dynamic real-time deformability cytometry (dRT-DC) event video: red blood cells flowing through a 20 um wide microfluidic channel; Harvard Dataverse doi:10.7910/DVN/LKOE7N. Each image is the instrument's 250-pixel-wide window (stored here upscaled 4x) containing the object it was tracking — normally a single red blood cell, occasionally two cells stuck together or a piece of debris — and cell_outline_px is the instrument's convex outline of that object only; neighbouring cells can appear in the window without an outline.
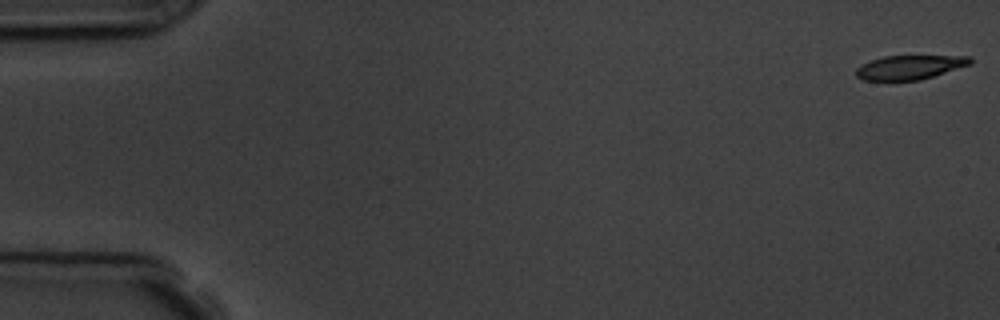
{"species": "common noctule bat (a hibernating species)", "species_latin": "Nyctalus noctula", "temperature_condition": "room temperature", "stored_images_in_passage": 9, "camera_frame_rate_fps": 3000, "um_per_image_px": 0.085, "animal": {"sex": "male", "body_mass_g": 19.5, "forearm_length_mm": 54.6}, "frame": {"image": 1, "passage_image": 1, "time_ms": 0.0, "image_size_px": [1000, 320], "cell_outline_px": [[972, 64], [920, 80], [892, 84], [864, 80], [856, 76], [856, 68], [872, 60], [884, 56], [972, 56]], "centroid_in_image_um": [77.29, 5.77], "position_along_channel_um": 7.7, "area_um2": 16.7}}
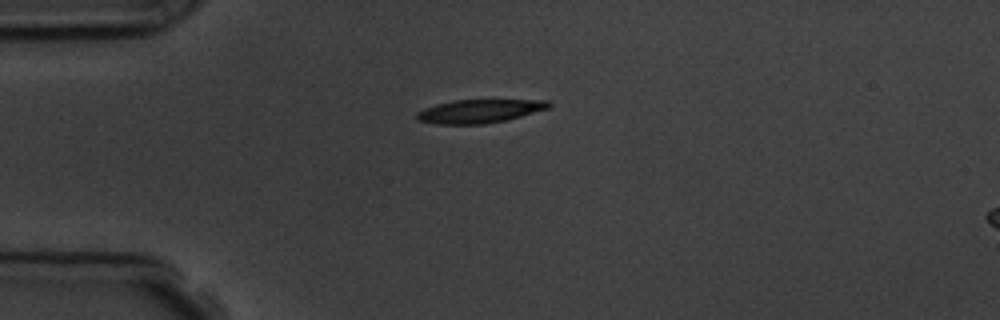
{"frame": {"image": 2, "passage_image": 4, "time_ms": 4.333, "image_size_px": [1000, 320], "cell_outline_px": [[552, 104], [548, 108], [520, 116], [504, 120], [484, 124], [436, 124], [420, 120], [416, 116], [416, 112], [424, 108], [436, 104], [452, 100], [548, 100]], "centroid_in_image_um": [40.73, 9.44], "position_along_channel_um": 44.3, "area_um2": 17.86}}